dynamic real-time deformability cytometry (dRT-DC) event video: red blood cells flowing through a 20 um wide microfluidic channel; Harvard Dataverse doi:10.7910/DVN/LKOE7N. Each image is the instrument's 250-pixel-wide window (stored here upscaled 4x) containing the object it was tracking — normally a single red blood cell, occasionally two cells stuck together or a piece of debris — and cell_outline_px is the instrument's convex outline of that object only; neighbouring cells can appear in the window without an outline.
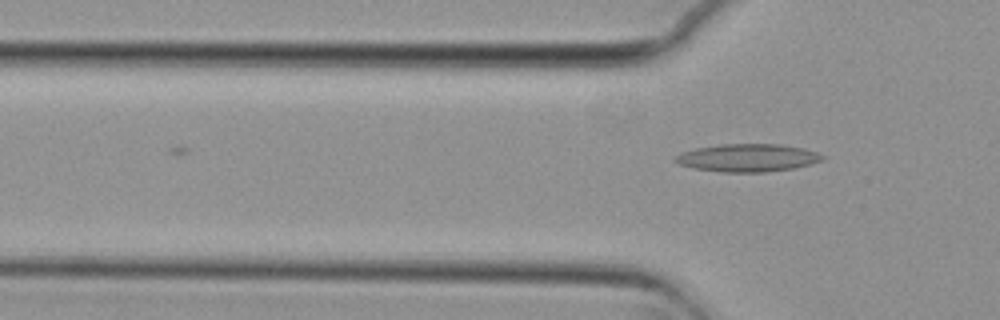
{"species": "common noctule bat (a hibernating species)", "species_latin": "Nyctalus noctula", "temperature_condition": "cold", "stored_images_in_passage": 5, "camera_frame_rate_fps": 3000, "um_per_image_px": 0.085, "animal": {"sex": "female", "body_mass_g": 29.2, "forearm_length_mm": 56.3}, "frame": {"image": 1, "passage_image": 5, "time_ms": 1.333, "image_size_px": [1000, 320], "cell_outline_px": [[824, 160], [792, 168], [764, 172], [720, 172], [692, 168], [680, 164], [672, 160], [680, 152], [696, 148], [720, 144], [780, 144], [804, 148], [816, 152], [824, 156]], "centroid_in_image_um": [63.51, 13.41], "position_along_channel_um": 62.3, "area_um2": 23.81}}